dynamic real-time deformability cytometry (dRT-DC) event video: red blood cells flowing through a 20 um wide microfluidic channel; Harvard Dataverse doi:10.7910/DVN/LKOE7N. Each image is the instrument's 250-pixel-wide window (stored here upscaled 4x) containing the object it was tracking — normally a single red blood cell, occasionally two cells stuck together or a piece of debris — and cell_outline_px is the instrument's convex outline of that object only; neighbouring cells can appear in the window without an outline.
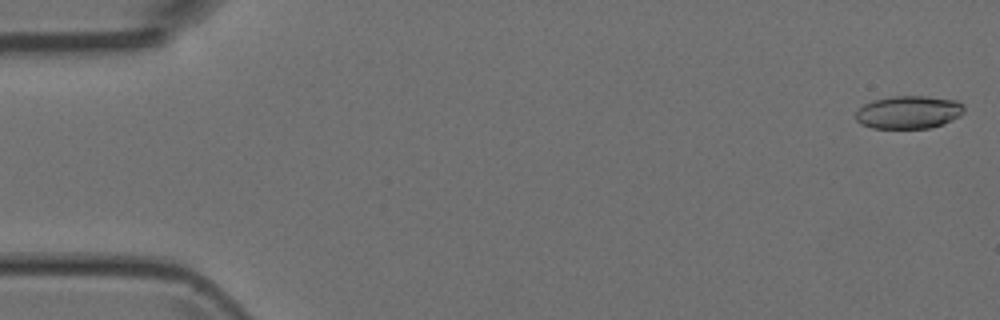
{"species": "Egyptian fruit bat (a non-hibernating species)", "species_latin": "Rousettus aegyptiacus", "temperature_condition": "room temperature", "stored_images_in_passage": 50, "camera_frame_rate_fps": 3000, "um_per_image_px": 0.085, "animal": {"sex": "female"}, "frame": {"image": 1, "passage_image": 1, "time_ms": 0.0, "image_size_px": [1000, 320], "cell_outline_px": [[964, 112], [960, 116], [944, 124], [928, 128], [872, 128], [860, 124], [856, 120], [856, 112], [864, 104], [872, 100], [892, 96], [928, 96], [956, 100], [964, 104]], "centroid_in_image_um": [77.25, 9.53], "position_along_channel_um": 7.7, "area_um2": 20.98}}
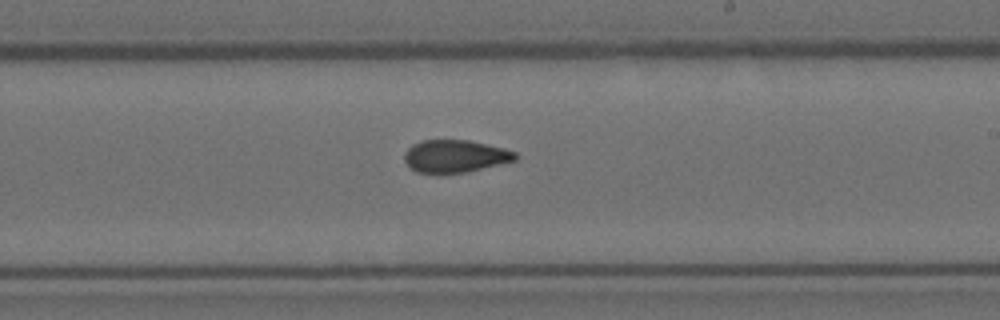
{"frame": {"image": 2, "passage_image": 29, "time_ms": 9.333, "image_size_px": [1000, 320], "cell_outline_px": [[516, 160], [464, 172], [416, 172], [404, 160], [404, 152], [412, 144], [424, 140], [468, 140], [504, 148], [516, 152]], "centroid_in_image_um": [38.67, 13.25], "position_along_channel_um": 250.3, "area_um2": 20.58}}
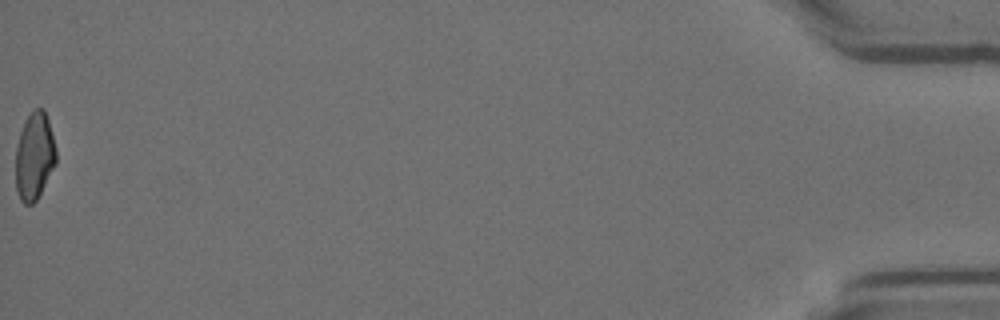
{"frame": {"image": 3, "passage_image": 50, "time_ms": 16.333, "image_size_px": [1000, 320], "cell_outline_px": [[56, 164], [36, 200], [32, 204], [24, 204], [20, 200], [16, 188], [16, 148], [20, 132], [24, 120], [32, 108], [44, 108], [48, 120], [56, 148]], "centroid_in_image_um": [2.92, 13.24], "position_along_channel_um": 432.3, "area_um2": 20.69}}